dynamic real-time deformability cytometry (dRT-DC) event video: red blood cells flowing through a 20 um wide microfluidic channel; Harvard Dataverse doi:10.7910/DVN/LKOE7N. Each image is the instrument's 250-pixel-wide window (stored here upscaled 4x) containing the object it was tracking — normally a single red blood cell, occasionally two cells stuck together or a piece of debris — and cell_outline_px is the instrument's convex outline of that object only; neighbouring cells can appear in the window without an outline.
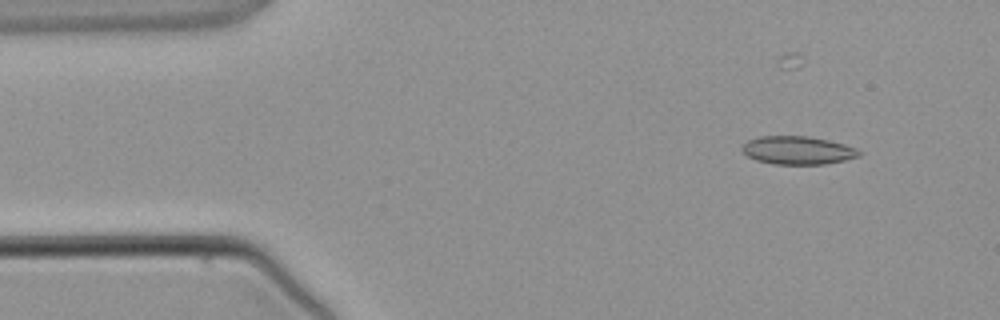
{"species": "common noctule bat (a hibernating species)", "species_latin": "Nyctalus noctula", "temperature_condition": "warm", "stored_images_in_passage": 5, "camera_frame_rate_fps": 3000, "um_per_image_px": 0.085, "animal": {"sex": "male", "body_mass_g": 21.5, "forearm_length_mm": 52.0}, "frame": {"image": 1, "passage_image": 2, "time_ms": 1.667, "image_size_px": [1000, 320], "cell_outline_px": [[860, 156], [844, 160], [824, 164], [772, 164], [756, 160], [748, 156], [740, 148], [748, 140], [760, 136], [808, 136], [828, 140], [844, 144], [856, 148], [860, 152]], "centroid_in_image_um": [67.79, 12.77], "position_along_channel_um": 17.2, "area_um2": 19.13}}
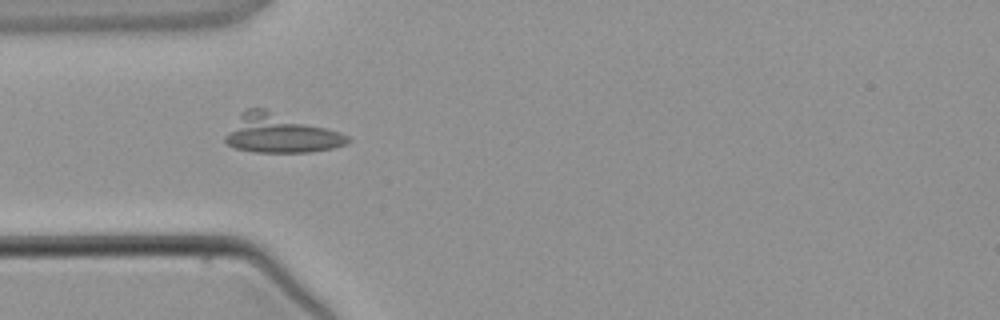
{"frame": {"image": 2, "passage_image": 4, "time_ms": 4.333, "image_size_px": [1000, 320], "cell_outline_px": [[352, 140], [348, 144], [332, 148], [312, 152], [252, 152], [236, 148], [228, 144], [224, 140], [224, 136], [240, 112], [248, 108], [264, 108], [328, 128], [340, 132], [348, 136]], "centroid_in_image_um": [23.81, 11.35], "position_along_channel_um": 61.2, "area_um2": 27.69}}
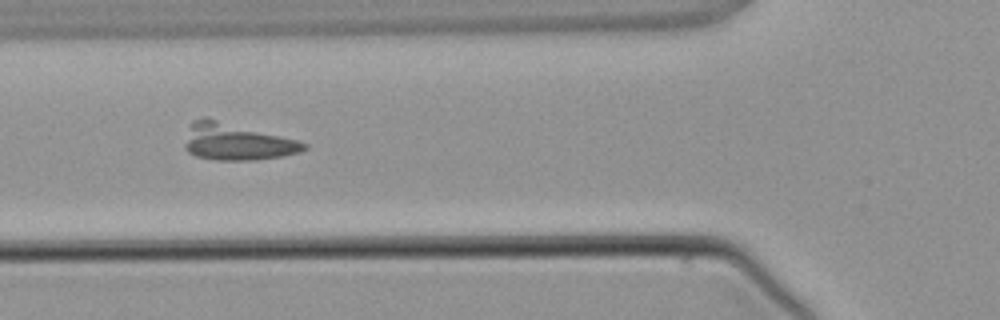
{"frame": {"image": 3, "passage_image": 5, "time_ms": 5.333, "image_size_px": [1000, 320], "cell_outline_px": [[308, 148], [300, 152], [284, 156], [256, 160], [216, 160], [196, 156], [188, 152], [184, 148], [184, 144], [188, 124], [192, 120], [204, 116], [208, 116], [296, 140], [308, 144]], "centroid_in_image_um": [20.05, 12.03], "position_along_channel_um": 105.7, "area_um2": 26.07}}